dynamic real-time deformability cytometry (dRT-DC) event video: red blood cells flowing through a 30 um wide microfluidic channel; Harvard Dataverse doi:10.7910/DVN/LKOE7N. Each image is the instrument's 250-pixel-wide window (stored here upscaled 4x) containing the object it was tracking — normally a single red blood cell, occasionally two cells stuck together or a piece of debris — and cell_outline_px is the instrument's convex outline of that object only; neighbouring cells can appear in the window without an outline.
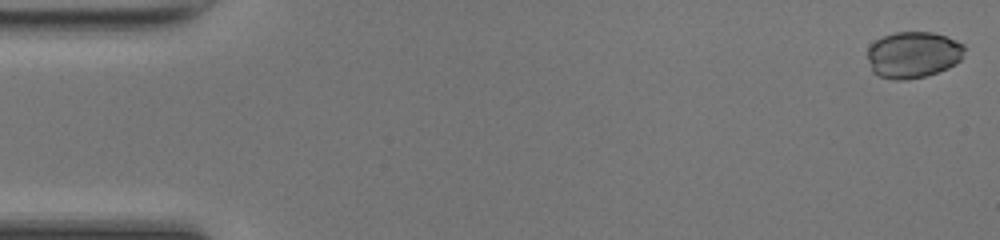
{"species": "common noctule bat (a hibernating species)", "species_latin": "Nyctalus noctula", "temperature_condition": "room temperature", "stored_images_in_passage": 48, "camera_frame_rate_fps": 3000, "um_per_image_px": 0.085, "animal": {"sex": "female", "body_mass_g": 17.0, "forearm_length_mm": 48.0}, "frame": {"image": 1, "passage_image": 1, "time_ms": 0.0, "image_size_px": [1000, 240], "cell_outline_px": [[964, 48], [960, 60], [956, 64], [948, 68], [924, 76], [904, 80], [892, 80], [880, 76], [872, 72], [868, 60], [868, 48], [876, 40], [884, 36], [896, 32], [932, 32], [956, 40], [964, 44]], "centroid_in_image_um": [77.61, 4.66], "position_along_channel_um": 7.4, "area_um2": 26.13}}
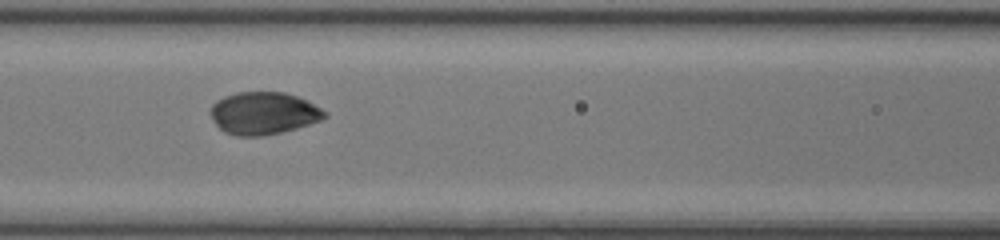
{"frame": {"image": 2, "passage_image": 21, "time_ms": 6.667, "image_size_px": [1000, 240], "cell_outline_px": [[328, 116], [320, 120], [296, 128], [280, 132], [260, 136], [236, 136], [224, 132], [212, 120], [208, 112], [212, 104], [216, 100], [224, 96], [236, 92], [284, 92], [296, 96], [328, 112]], "centroid_in_image_um": [22.34, 9.62], "position_along_channel_um": 144.3, "area_um2": 28.21}}
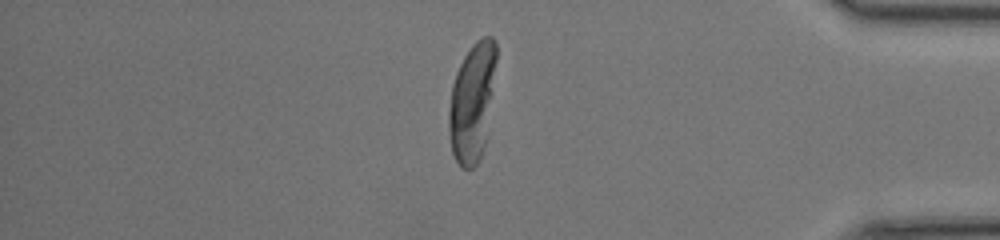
{"frame": {"image": 3, "passage_image": 41, "time_ms": 13.333, "image_size_px": [1000, 240], "cell_outline_px": [[496, 60], [484, 148], [480, 160], [472, 168], [460, 168], [452, 152], [448, 128], [448, 112], [452, 84], [456, 72], [464, 56], [472, 44], [476, 40], [484, 36], [492, 36], [496, 40]], "centroid_in_image_um": [40.11, 8.67], "position_along_channel_um": 395.1, "area_um2": 32.54}, "authors_computed_cell_mechanics": {"area_um2": 28.4954, "velocity_mm_per_s": 4.2754, "shape_relaxation_time_tau1_ms": 3.4008, "shape_relaxation_time_tau2_ms": null, "deformation_change_tau1": 0.1488, "deformation_change_tau2": null}}